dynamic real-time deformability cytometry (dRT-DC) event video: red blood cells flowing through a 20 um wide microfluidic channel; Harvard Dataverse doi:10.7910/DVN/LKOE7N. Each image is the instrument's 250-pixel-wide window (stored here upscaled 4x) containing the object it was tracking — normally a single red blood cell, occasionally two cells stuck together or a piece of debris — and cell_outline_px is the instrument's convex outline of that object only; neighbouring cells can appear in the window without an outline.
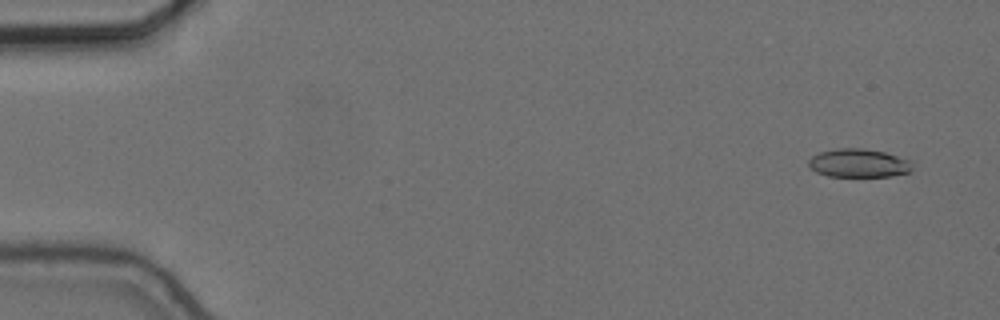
{"species": "common noctule bat (a hibernating species)", "species_latin": "Nyctalus noctula", "temperature_condition": "cold", "stored_images_in_passage": 56, "camera_frame_rate_fps": 3000, "um_per_image_px": 0.085, "animal": {"sex": "female", "body_mass_g": 24.6, "forearm_length_mm": 56.2}, "frame": {"image": 1, "passage_image": 3, "time_ms": 0.667, "image_size_px": [1000, 320], "cell_outline_px": [[912, 168], [908, 172], [892, 176], [828, 176], [816, 172], [808, 164], [808, 160], [812, 156], [820, 152], [836, 148], [864, 148], [884, 152], [908, 160]], "centroid_in_image_um": [72.94, 13.86], "position_along_channel_um": 12.1, "area_um2": 16.99}}
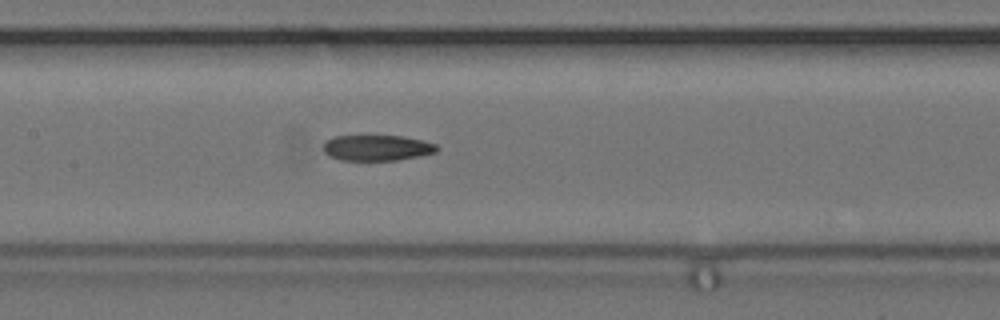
{"frame": {"image": 2, "passage_image": 27, "time_ms": 8.667, "image_size_px": [1000, 320], "cell_outline_px": [[440, 148], [436, 152], [420, 156], [396, 160], [340, 160], [328, 156], [324, 152], [324, 140], [332, 136], [400, 136], [420, 140], [436, 144]], "centroid_in_image_um": [32.01, 12.57], "position_along_channel_um": 175.4, "area_um2": 17.05}}
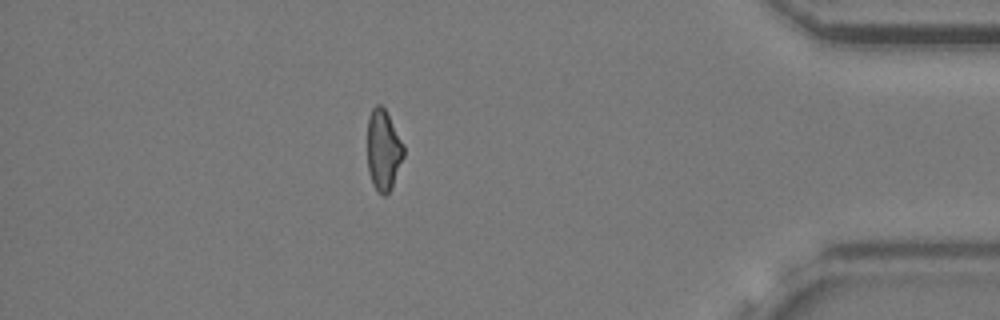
{"frame": {"image": 3, "passage_image": 49, "time_ms": 16.0, "image_size_px": [1000, 320], "cell_outline_px": [[404, 156], [392, 188], [384, 196], [376, 192], [372, 184], [368, 172], [368, 116], [372, 108], [376, 104], [380, 104], [384, 108], [404, 144]], "centroid_in_image_um": [32.58, 12.79], "position_along_channel_um": 402.6, "area_um2": 17.22}, "authors_computed_cell_mechanics": {"area_um2": 17.6868, "velocity_mm_per_s": 3.6732, "shape_relaxation_time_tau1_ms": null, "shape_relaxation_time_tau2_ms": 4.829, "deformation_change_tau1": null, "deformation_change_tau2": 0.1418}}